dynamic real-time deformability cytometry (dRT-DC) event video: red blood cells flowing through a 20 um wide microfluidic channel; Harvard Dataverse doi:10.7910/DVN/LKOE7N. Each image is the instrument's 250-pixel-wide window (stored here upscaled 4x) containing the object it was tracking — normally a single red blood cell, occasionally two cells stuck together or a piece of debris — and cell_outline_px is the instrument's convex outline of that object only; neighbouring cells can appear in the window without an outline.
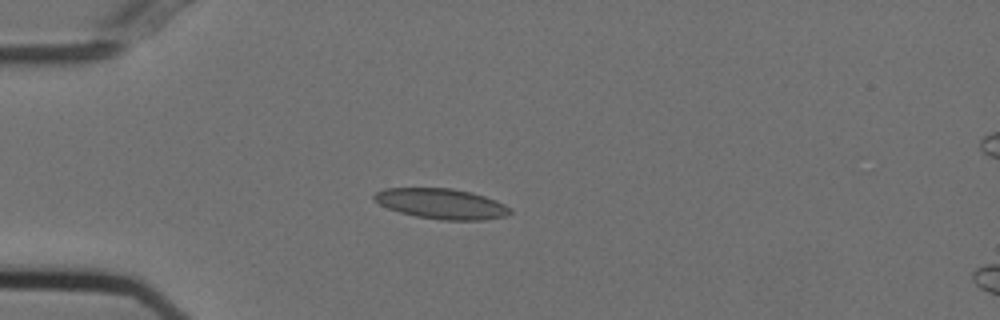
{"species": "Egyptian fruit bat (a non-hibernating species)", "species_latin": "Rousettus aegyptiacus", "temperature_condition": "cold", "stored_images_in_passage": 42, "camera_frame_rate_fps": 3000, "um_per_image_px": 0.085, "animal": {"sex": "female"}, "frame": {"image": 1, "passage_image": 1, "time_ms": 0.0, "image_size_px": [1000, 320], "cell_outline_px": [[512, 212], [504, 216], [484, 220], [440, 220], [416, 216], [400, 212], [388, 208], [380, 204], [372, 196], [376, 192], [384, 188], [452, 188], [472, 192], [496, 200], [512, 208]], "centroid_in_image_um": [37.54, 17.31], "position_along_channel_um": 47.5, "area_um2": 24.04}}
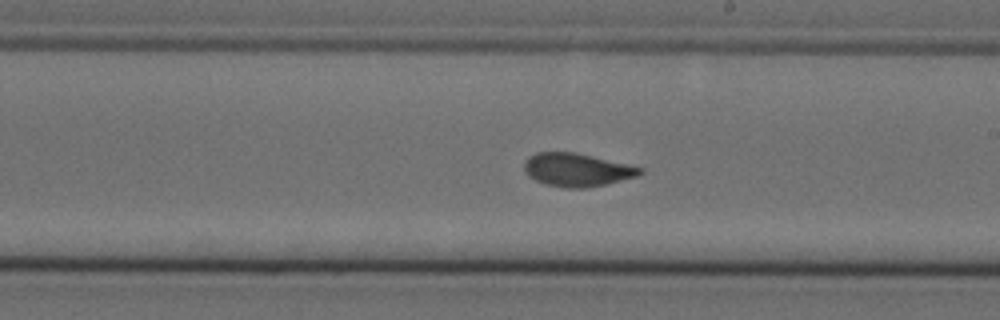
{"frame": {"image": 2, "passage_image": 18, "time_ms": 5.667, "image_size_px": [1000, 320], "cell_outline_px": [[644, 172], [636, 176], [588, 188], [564, 188], [544, 184], [528, 176], [524, 172], [524, 164], [528, 156], [536, 152], [576, 152], [644, 168]], "centroid_in_image_um": [49.0, 14.43], "position_along_channel_um": 240.0, "area_um2": 22.43}}
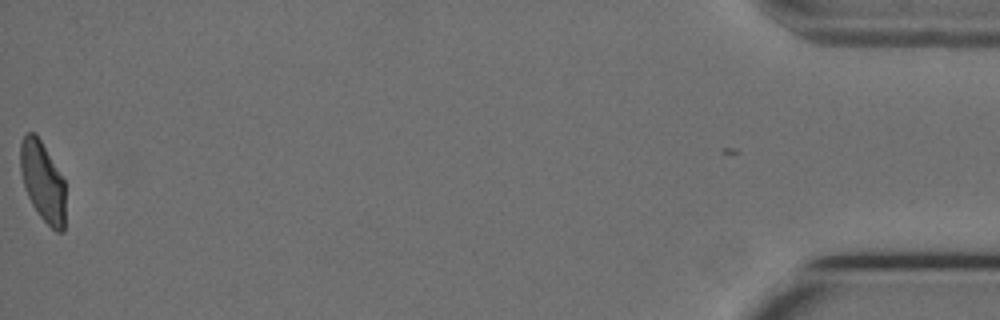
{"frame": {"image": 3, "passage_image": 41, "time_ms": 13.333, "image_size_px": [1000, 320], "cell_outline_px": [[64, 232], [56, 232], [40, 216], [32, 204], [28, 196], [20, 172], [20, 144], [24, 136], [28, 132], [36, 132], [64, 180]], "centroid_in_image_um": [3.62, 15.41], "position_along_channel_um": 431.6, "area_um2": 20.75}, "authors_computed_cell_mechanics": {"area_um2": 22.2241, "velocity_mm_per_s": 3.7196, "shape_relaxation_time_tau1_ms": 5.3006, "shape_relaxation_time_tau2_ms": 0.8666, "deformation_change_tau1": 0.1455, "deformation_change_tau2": 0.0644}}